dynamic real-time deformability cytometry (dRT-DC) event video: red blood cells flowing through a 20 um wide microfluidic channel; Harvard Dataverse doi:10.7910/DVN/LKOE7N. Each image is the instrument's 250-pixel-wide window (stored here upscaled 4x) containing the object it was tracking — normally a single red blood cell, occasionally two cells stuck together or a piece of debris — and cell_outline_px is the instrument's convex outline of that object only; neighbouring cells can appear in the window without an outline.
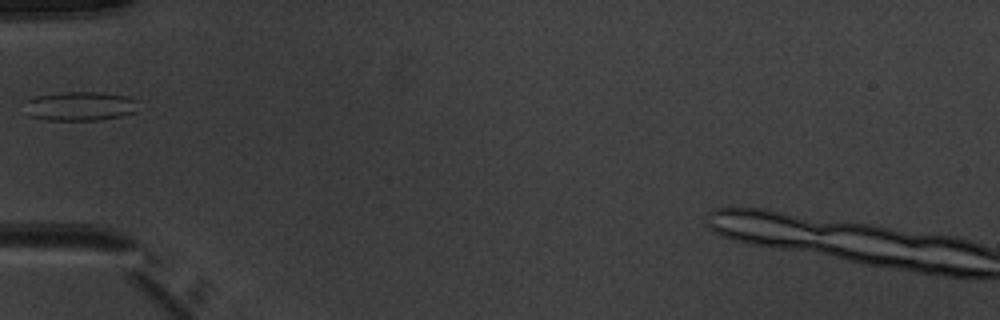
{"species": "common noctule bat (a hibernating species)", "species_latin": "Nyctalus noctula", "temperature_condition": "warm", "stored_images_in_passage": 5, "camera_frame_rate_fps": 3000, "um_per_image_px": 0.085, "animal": {"sex": "male", "body_mass_g": 20.1, "forearm_length_mm": 53.5}, "frame": {"image": 1, "passage_image": 4, "time_ms": 3.667, "image_size_px": [1000, 320], "cell_outline_px": [[140, 100], [136, 112], [120, 116], [100, 120], [44, 120], [28, 116], [28, 100], [36, 96], [64, 92], [96, 92], [124, 96]], "centroid_in_image_um": [6.86, 9.03], "position_along_channel_um": 78.1, "area_um2": 19.19}}